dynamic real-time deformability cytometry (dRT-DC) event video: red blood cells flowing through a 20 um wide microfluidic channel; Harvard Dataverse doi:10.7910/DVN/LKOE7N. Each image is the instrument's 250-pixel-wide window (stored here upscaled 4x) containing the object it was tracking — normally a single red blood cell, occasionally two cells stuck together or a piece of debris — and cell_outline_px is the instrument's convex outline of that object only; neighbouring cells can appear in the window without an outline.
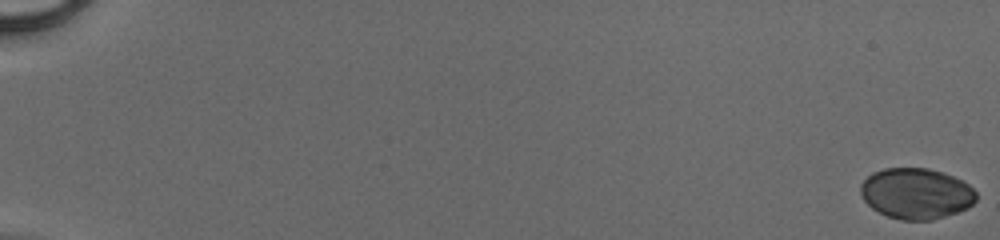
{"species": "human", "species_latin": "Homo sapiens", "temperature_condition": "cold", "stored_images_in_passage": 50, "camera_frame_rate_fps": 3000, "um_per_image_px": 0.085, "donor": {"sex": "male"}, "frame": {"image": 1, "passage_image": 1, "time_ms": 0.0, "image_size_px": [1000, 240], "cell_outline_px": [[976, 200], [968, 208], [932, 220], [900, 220], [888, 216], [872, 208], [864, 200], [860, 192], [860, 184], [872, 172], [884, 168], [928, 168], [952, 176], [968, 184], [976, 192]], "centroid_in_image_um": [77.86, 16.45], "position_along_channel_um": 7.1, "area_um2": 34.1}}
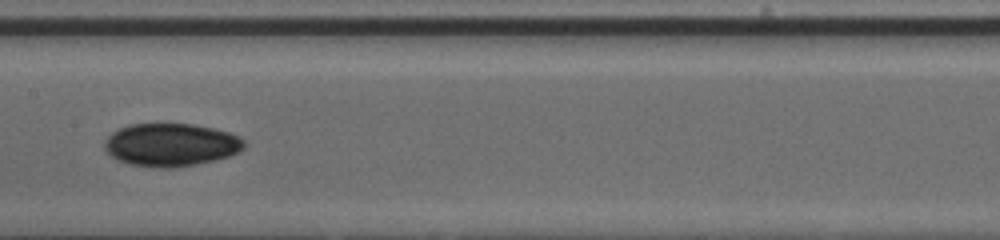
{"frame": {"image": 2, "passage_image": 29, "time_ms": 9.333, "image_size_px": [1000, 240], "cell_outline_px": [[248, 144], [240, 152], [216, 160], [196, 164], [168, 168], [160, 168], [128, 164], [112, 156], [104, 148], [104, 140], [112, 132], [128, 124], [192, 124], [212, 128], [228, 132], [240, 136]], "centroid_in_image_um": [14.56, 12.3], "position_along_channel_um": 192.8, "area_um2": 35.03}}
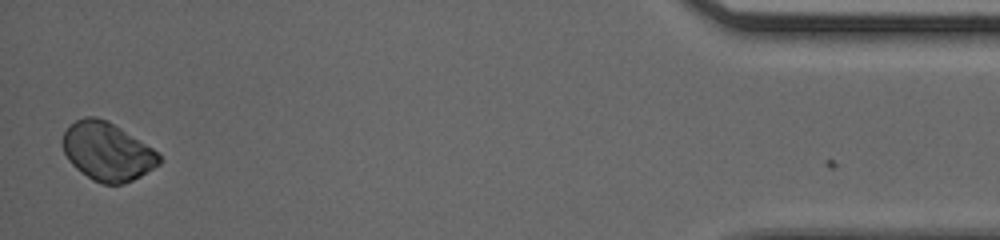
{"frame": {"image": 3, "passage_image": 50, "time_ms": 16.333, "image_size_px": [1000, 240], "cell_outline_px": [[160, 164], [140, 176], [124, 184], [104, 184], [92, 180], [80, 172], [68, 160], [64, 152], [60, 140], [68, 124], [84, 116], [96, 116], [108, 120], [160, 152]], "centroid_in_image_um": [9.09, 12.86], "position_along_channel_um": 426.1, "area_um2": 33.23}}